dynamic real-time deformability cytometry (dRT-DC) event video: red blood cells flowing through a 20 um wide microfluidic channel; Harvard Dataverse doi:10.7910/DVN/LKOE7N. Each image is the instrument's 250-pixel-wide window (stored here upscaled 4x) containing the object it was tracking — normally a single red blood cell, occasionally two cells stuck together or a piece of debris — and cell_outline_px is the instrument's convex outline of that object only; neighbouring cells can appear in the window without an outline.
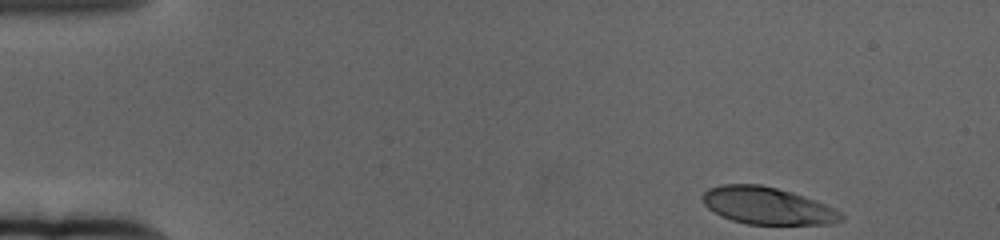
{"species": "human", "species_latin": "Homo sapiens", "temperature_condition": "cold", "stored_images_in_passage": 55, "camera_frame_rate_fps": 3000, "um_per_image_px": 0.085, "donor": {"sex": "female"}, "frame": {"image": 1, "passage_image": 1, "time_ms": 0.0, "image_size_px": [1000, 240], "cell_outline_px": [[844, 220], [832, 224], [748, 224], [732, 220], [720, 216], [708, 208], [704, 204], [700, 196], [708, 188], [720, 184], [760, 184], [792, 192], [816, 200], [840, 212], [844, 216]], "centroid_in_image_um": [65.2, 17.48], "position_along_channel_um": 19.8, "area_um2": 30.11}}
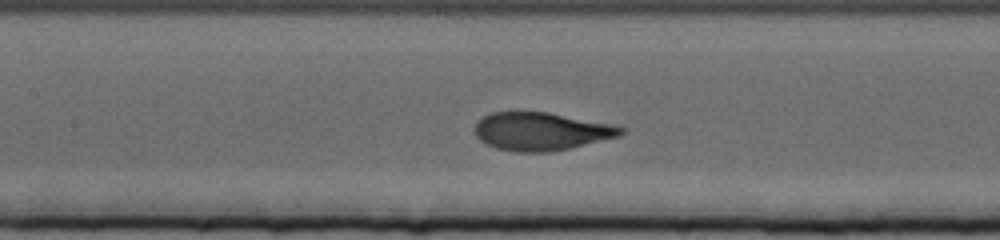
{"frame": {"image": 2, "passage_image": 23, "time_ms": 7.333, "image_size_px": [1000, 240], "cell_outline_px": [[624, 132], [620, 136], [568, 148], [548, 152], [516, 152], [496, 148], [480, 140], [476, 136], [476, 124], [484, 116], [492, 112], [548, 112], [612, 124], [624, 128]], "centroid_in_image_um": [46.01, 11.16], "position_along_channel_um": 161.4, "area_um2": 32.02}}
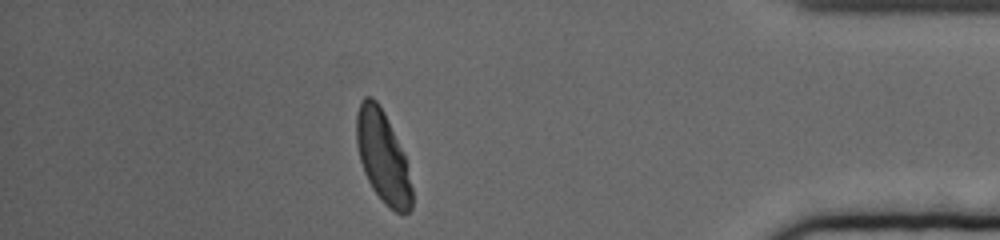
{"frame": {"image": 3, "passage_image": 48, "time_ms": 15.667, "image_size_px": [1000, 240], "cell_outline_px": [[412, 208], [404, 216], [388, 208], [384, 204], [372, 188], [364, 172], [360, 160], [356, 144], [356, 116], [360, 104], [364, 96], [372, 96], [376, 100], [384, 112], [404, 156], [412, 188]], "centroid_in_image_um": [32.52, 13.38], "position_along_channel_um": 402.7, "area_um2": 29.42}, "authors_computed_cell_mechanics": {"area_um2": 31.4432, "velocity_mm_per_s": 3.3284, "shape_relaxation_time_tau1_ms": 3.7722, "shape_relaxation_time_tau2_ms": null, "deformation_change_tau1": 0.2119, "deformation_change_tau2": null}}